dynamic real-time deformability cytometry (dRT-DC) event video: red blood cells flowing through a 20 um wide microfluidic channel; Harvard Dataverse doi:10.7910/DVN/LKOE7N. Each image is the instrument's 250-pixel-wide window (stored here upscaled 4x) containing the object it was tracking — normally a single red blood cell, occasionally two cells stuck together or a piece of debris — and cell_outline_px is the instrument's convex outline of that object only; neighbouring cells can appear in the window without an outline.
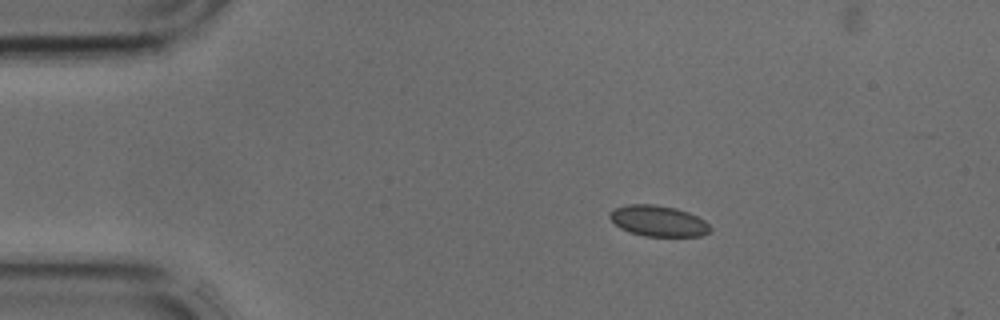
{"species": "common noctule bat (a hibernating species)", "species_latin": "Nyctalus noctula", "temperature_condition": "cold", "stored_images_in_passage": 9, "camera_frame_rate_fps": 3000, "um_per_image_px": 0.085, "animal": {"sex": "male", "body_mass_g": 17.9, "forearm_length_mm": 54.2}, "frame": {"image": 1, "passage_image": 7, "time_ms": 2.0, "image_size_px": [1000, 320], "cell_outline_px": [[712, 228], [708, 232], [700, 236], [644, 236], [620, 228], [608, 216], [608, 212], [616, 208], [628, 204], [656, 204], [676, 208], [688, 212], [704, 220]], "centroid_in_image_um": [55.95, 18.77], "position_along_channel_um": 29.1, "area_um2": 17.98}}